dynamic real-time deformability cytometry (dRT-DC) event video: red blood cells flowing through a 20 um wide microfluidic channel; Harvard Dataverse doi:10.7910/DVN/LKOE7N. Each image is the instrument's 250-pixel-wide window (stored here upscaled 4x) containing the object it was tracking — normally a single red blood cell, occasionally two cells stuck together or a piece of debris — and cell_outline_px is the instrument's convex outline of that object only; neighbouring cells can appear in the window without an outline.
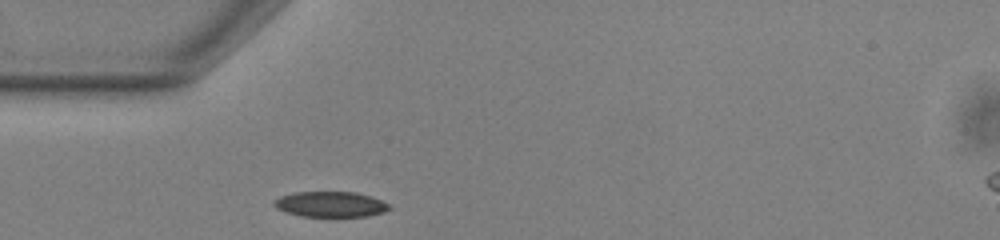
{"species": "common noctule bat (a hibernating species)", "species_latin": "Nyctalus noctula", "temperature_condition": "warm", "stored_images_in_passage": 39, "camera_frame_rate_fps": 3000, "um_per_image_px": 0.085, "animal": {"sex": "male", "body_mass_g": 13.0, "forearm_length_mm": 53.1}, "frame": {"image": 1, "passage_image": 1, "time_ms": 0.0, "image_size_px": [1000, 240], "cell_outline_px": [[392, 208], [384, 212], [368, 216], [300, 216], [284, 212], [276, 208], [272, 204], [280, 196], [292, 192], [356, 192], [372, 196], [388, 204]], "centroid_in_image_um": [28.08, 17.36], "position_along_channel_um": 56.9, "area_um2": 17.17}}
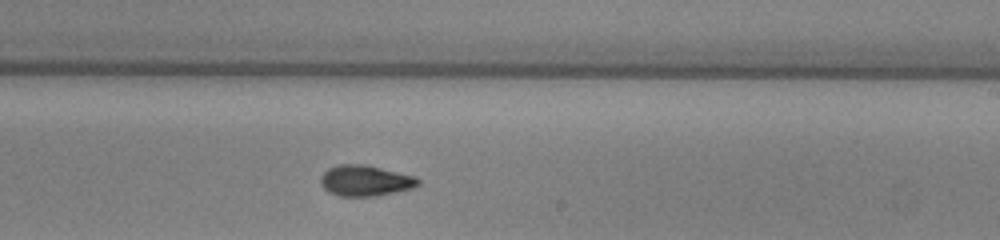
{"frame": {"image": 2, "passage_image": 17, "time_ms": 5.333, "image_size_px": [1000, 240], "cell_outline_px": [[420, 184], [412, 188], [396, 192], [376, 196], [340, 196], [328, 192], [320, 184], [320, 176], [328, 168], [340, 164], [364, 164], [416, 176], [420, 180]], "centroid_in_image_um": [31.04, 15.35], "position_along_channel_um": 258.0, "area_um2": 17.63}}
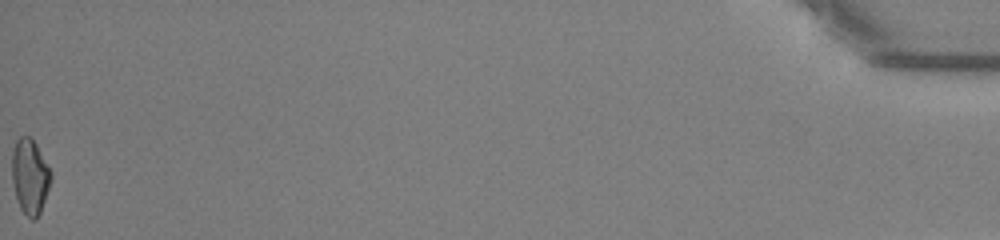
{"frame": {"image": 3, "passage_image": 39, "time_ms": 12.667, "image_size_px": [1000, 240], "cell_outline_px": [[52, 180], [40, 212], [36, 220], [32, 220], [20, 208], [16, 196], [12, 180], [12, 152], [16, 140], [20, 136], [28, 136], [36, 144], [52, 172]], "centroid_in_image_um": [2.55, 15.0], "position_along_channel_um": 432.6, "area_um2": 16.99}, "authors_computed_cell_mechanics": {"area_um2": 16.9932, "velocity_mm_per_s": 3.8484, "shape_relaxation_time_tau1_ms": 4.9768, "shape_relaxation_time_tau2_ms": 1.9019, "deformation_change_tau1": 0.1603, "deformation_change_tau2": 0.0671}}